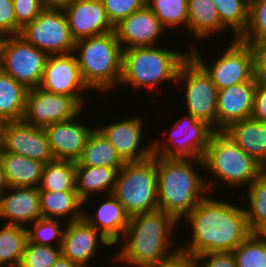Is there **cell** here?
I'll return each instance as SVG.
<instances>
[{
    "mask_svg": "<svg viewBox=\"0 0 266 267\" xmlns=\"http://www.w3.org/2000/svg\"><path fill=\"white\" fill-rule=\"evenodd\" d=\"M9 188V185L6 181L5 173L0 163V196Z\"/></svg>",
    "mask_w": 266,
    "mask_h": 267,
    "instance_id": "681fc988",
    "label": "cell"
},
{
    "mask_svg": "<svg viewBox=\"0 0 266 267\" xmlns=\"http://www.w3.org/2000/svg\"><path fill=\"white\" fill-rule=\"evenodd\" d=\"M257 80H249L218 90L217 131L229 125L251 118Z\"/></svg>",
    "mask_w": 266,
    "mask_h": 267,
    "instance_id": "44dd1931",
    "label": "cell"
},
{
    "mask_svg": "<svg viewBox=\"0 0 266 267\" xmlns=\"http://www.w3.org/2000/svg\"><path fill=\"white\" fill-rule=\"evenodd\" d=\"M4 152V122L0 121V158Z\"/></svg>",
    "mask_w": 266,
    "mask_h": 267,
    "instance_id": "f907efd6",
    "label": "cell"
},
{
    "mask_svg": "<svg viewBox=\"0 0 266 267\" xmlns=\"http://www.w3.org/2000/svg\"><path fill=\"white\" fill-rule=\"evenodd\" d=\"M80 114L81 112L73 119L52 123L44 128L55 160L76 162L80 158L87 139L94 129L82 122H76Z\"/></svg>",
    "mask_w": 266,
    "mask_h": 267,
    "instance_id": "d6986e66",
    "label": "cell"
},
{
    "mask_svg": "<svg viewBox=\"0 0 266 267\" xmlns=\"http://www.w3.org/2000/svg\"><path fill=\"white\" fill-rule=\"evenodd\" d=\"M181 80L185 86V111L194 118L207 122L217 131L218 89L210 76L191 56L179 69L177 82Z\"/></svg>",
    "mask_w": 266,
    "mask_h": 267,
    "instance_id": "8fae6325",
    "label": "cell"
},
{
    "mask_svg": "<svg viewBox=\"0 0 266 267\" xmlns=\"http://www.w3.org/2000/svg\"><path fill=\"white\" fill-rule=\"evenodd\" d=\"M223 132L266 170V122L243 119Z\"/></svg>",
    "mask_w": 266,
    "mask_h": 267,
    "instance_id": "cb8c5ba5",
    "label": "cell"
},
{
    "mask_svg": "<svg viewBox=\"0 0 266 267\" xmlns=\"http://www.w3.org/2000/svg\"><path fill=\"white\" fill-rule=\"evenodd\" d=\"M194 165L205 169L201 158L156 156L159 210L179 222L216 188L217 182L203 179Z\"/></svg>",
    "mask_w": 266,
    "mask_h": 267,
    "instance_id": "3957f363",
    "label": "cell"
},
{
    "mask_svg": "<svg viewBox=\"0 0 266 267\" xmlns=\"http://www.w3.org/2000/svg\"><path fill=\"white\" fill-rule=\"evenodd\" d=\"M204 197L184 218L192 238L180 250L193 257L209 252H232L250 234L244 208L230 202Z\"/></svg>",
    "mask_w": 266,
    "mask_h": 267,
    "instance_id": "6da1fadb",
    "label": "cell"
},
{
    "mask_svg": "<svg viewBox=\"0 0 266 267\" xmlns=\"http://www.w3.org/2000/svg\"><path fill=\"white\" fill-rule=\"evenodd\" d=\"M238 39L248 45L266 42V0H250L248 26Z\"/></svg>",
    "mask_w": 266,
    "mask_h": 267,
    "instance_id": "74e56055",
    "label": "cell"
},
{
    "mask_svg": "<svg viewBox=\"0 0 266 267\" xmlns=\"http://www.w3.org/2000/svg\"><path fill=\"white\" fill-rule=\"evenodd\" d=\"M221 23L239 38L249 22L250 0H212Z\"/></svg>",
    "mask_w": 266,
    "mask_h": 267,
    "instance_id": "836d02e7",
    "label": "cell"
},
{
    "mask_svg": "<svg viewBox=\"0 0 266 267\" xmlns=\"http://www.w3.org/2000/svg\"><path fill=\"white\" fill-rule=\"evenodd\" d=\"M203 161L205 171L230 188H246L265 170L223 131L213 133Z\"/></svg>",
    "mask_w": 266,
    "mask_h": 267,
    "instance_id": "8992f818",
    "label": "cell"
},
{
    "mask_svg": "<svg viewBox=\"0 0 266 267\" xmlns=\"http://www.w3.org/2000/svg\"><path fill=\"white\" fill-rule=\"evenodd\" d=\"M117 170L112 167L103 166H76L75 169V190L83 201V206L91 199V195L103 193L112 194Z\"/></svg>",
    "mask_w": 266,
    "mask_h": 267,
    "instance_id": "d4e9b609",
    "label": "cell"
},
{
    "mask_svg": "<svg viewBox=\"0 0 266 267\" xmlns=\"http://www.w3.org/2000/svg\"><path fill=\"white\" fill-rule=\"evenodd\" d=\"M124 164L115 148L96 127L89 135L80 158L75 162V166L112 167L117 171Z\"/></svg>",
    "mask_w": 266,
    "mask_h": 267,
    "instance_id": "83f0119b",
    "label": "cell"
},
{
    "mask_svg": "<svg viewBox=\"0 0 266 267\" xmlns=\"http://www.w3.org/2000/svg\"><path fill=\"white\" fill-rule=\"evenodd\" d=\"M59 219L40 217L33 223L28 224L27 234L28 241L45 246H61L64 229L61 226ZM31 225L33 227H31ZM56 243V244H54Z\"/></svg>",
    "mask_w": 266,
    "mask_h": 267,
    "instance_id": "d590c367",
    "label": "cell"
},
{
    "mask_svg": "<svg viewBox=\"0 0 266 267\" xmlns=\"http://www.w3.org/2000/svg\"><path fill=\"white\" fill-rule=\"evenodd\" d=\"M41 216L72 222L83 218V201L77 191H39ZM70 219V220H69Z\"/></svg>",
    "mask_w": 266,
    "mask_h": 267,
    "instance_id": "4316f807",
    "label": "cell"
},
{
    "mask_svg": "<svg viewBox=\"0 0 266 267\" xmlns=\"http://www.w3.org/2000/svg\"><path fill=\"white\" fill-rule=\"evenodd\" d=\"M4 152L17 153L44 165L55 160L44 128L23 121L4 122Z\"/></svg>",
    "mask_w": 266,
    "mask_h": 267,
    "instance_id": "2e32d148",
    "label": "cell"
},
{
    "mask_svg": "<svg viewBox=\"0 0 266 267\" xmlns=\"http://www.w3.org/2000/svg\"><path fill=\"white\" fill-rule=\"evenodd\" d=\"M19 36L48 55L74 51L75 41L63 9L45 8L35 20L21 28Z\"/></svg>",
    "mask_w": 266,
    "mask_h": 267,
    "instance_id": "7c38bea8",
    "label": "cell"
},
{
    "mask_svg": "<svg viewBox=\"0 0 266 267\" xmlns=\"http://www.w3.org/2000/svg\"><path fill=\"white\" fill-rule=\"evenodd\" d=\"M114 31L123 50L155 46L159 36L167 32L147 5L122 19Z\"/></svg>",
    "mask_w": 266,
    "mask_h": 267,
    "instance_id": "ffe728a7",
    "label": "cell"
},
{
    "mask_svg": "<svg viewBox=\"0 0 266 267\" xmlns=\"http://www.w3.org/2000/svg\"><path fill=\"white\" fill-rule=\"evenodd\" d=\"M112 195L130 217L158 210L156 155L140 162H125L117 172Z\"/></svg>",
    "mask_w": 266,
    "mask_h": 267,
    "instance_id": "52a82bcc",
    "label": "cell"
},
{
    "mask_svg": "<svg viewBox=\"0 0 266 267\" xmlns=\"http://www.w3.org/2000/svg\"><path fill=\"white\" fill-rule=\"evenodd\" d=\"M0 163L9 187H39L43 163L11 152H3Z\"/></svg>",
    "mask_w": 266,
    "mask_h": 267,
    "instance_id": "484cf974",
    "label": "cell"
},
{
    "mask_svg": "<svg viewBox=\"0 0 266 267\" xmlns=\"http://www.w3.org/2000/svg\"><path fill=\"white\" fill-rule=\"evenodd\" d=\"M61 254V246H45L28 241L18 267H51Z\"/></svg>",
    "mask_w": 266,
    "mask_h": 267,
    "instance_id": "f35d334b",
    "label": "cell"
},
{
    "mask_svg": "<svg viewBox=\"0 0 266 267\" xmlns=\"http://www.w3.org/2000/svg\"><path fill=\"white\" fill-rule=\"evenodd\" d=\"M173 131V132H172ZM214 128L190 114L183 115L172 125L168 140L153 142V155L166 158H201L206 152Z\"/></svg>",
    "mask_w": 266,
    "mask_h": 267,
    "instance_id": "30bf717a",
    "label": "cell"
},
{
    "mask_svg": "<svg viewBox=\"0 0 266 267\" xmlns=\"http://www.w3.org/2000/svg\"><path fill=\"white\" fill-rule=\"evenodd\" d=\"M255 56V78L266 86V42L252 45Z\"/></svg>",
    "mask_w": 266,
    "mask_h": 267,
    "instance_id": "ee69618b",
    "label": "cell"
},
{
    "mask_svg": "<svg viewBox=\"0 0 266 267\" xmlns=\"http://www.w3.org/2000/svg\"><path fill=\"white\" fill-rule=\"evenodd\" d=\"M248 208L243 207L247 225L251 233H255L266 224V170L247 186Z\"/></svg>",
    "mask_w": 266,
    "mask_h": 267,
    "instance_id": "d6a6232c",
    "label": "cell"
},
{
    "mask_svg": "<svg viewBox=\"0 0 266 267\" xmlns=\"http://www.w3.org/2000/svg\"><path fill=\"white\" fill-rule=\"evenodd\" d=\"M251 118L266 122V86L259 83H257L254 92Z\"/></svg>",
    "mask_w": 266,
    "mask_h": 267,
    "instance_id": "f6af8a7d",
    "label": "cell"
},
{
    "mask_svg": "<svg viewBox=\"0 0 266 267\" xmlns=\"http://www.w3.org/2000/svg\"><path fill=\"white\" fill-rule=\"evenodd\" d=\"M237 267H266V243L251 233L232 251Z\"/></svg>",
    "mask_w": 266,
    "mask_h": 267,
    "instance_id": "8d00e7d4",
    "label": "cell"
},
{
    "mask_svg": "<svg viewBox=\"0 0 266 267\" xmlns=\"http://www.w3.org/2000/svg\"><path fill=\"white\" fill-rule=\"evenodd\" d=\"M105 197L107 199L99 205L94 215L83 210V218L115 246L123 237L130 216L112 194Z\"/></svg>",
    "mask_w": 266,
    "mask_h": 267,
    "instance_id": "603a6c76",
    "label": "cell"
},
{
    "mask_svg": "<svg viewBox=\"0 0 266 267\" xmlns=\"http://www.w3.org/2000/svg\"><path fill=\"white\" fill-rule=\"evenodd\" d=\"M146 5L167 31L176 26L187 28L188 0H146Z\"/></svg>",
    "mask_w": 266,
    "mask_h": 267,
    "instance_id": "e575fe53",
    "label": "cell"
},
{
    "mask_svg": "<svg viewBox=\"0 0 266 267\" xmlns=\"http://www.w3.org/2000/svg\"><path fill=\"white\" fill-rule=\"evenodd\" d=\"M177 223L171 215L159 209L131 216L119 240L123 249L113 257L114 260L132 267H151L167 259L180 249V245L174 249L170 247L174 243L171 239Z\"/></svg>",
    "mask_w": 266,
    "mask_h": 267,
    "instance_id": "7a4b0ae2",
    "label": "cell"
},
{
    "mask_svg": "<svg viewBox=\"0 0 266 267\" xmlns=\"http://www.w3.org/2000/svg\"><path fill=\"white\" fill-rule=\"evenodd\" d=\"M73 53L90 91L107 94L119 85L123 49L115 31L76 41Z\"/></svg>",
    "mask_w": 266,
    "mask_h": 267,
    "instance_id": "5b68a950",
    "label": "cell"
},
{
    "mask_svg": "<svg viewBox=\"0 0 266 267\" xmlns=\"http://www.w3.org/2000/svg\"><path fill=\"white\" fill-rule=\"evenodd\" d=\"M134 47L123 50L122 74L120 85L142 89L146 87L152 91H158V85L162 82L174 81L177 83V75L181 65L190 57V51L179 52L169 50L168 47ZM153 89V90H152Z\"/></svg>",
    "mask_w": 266,
    "mask_h": 267,
    "instance_id": "277c9868",
    "label": "cell"
},
{
    "mask_svg": "<svg viewBox=\"0 0 266 267\" xmlns=\"http://www.w3.org/2000/svg\"><path fill=\"white\" fill-rule=\"evenodd\" d=\"M142 122L143 120L137 116L96 128L111 143L124 162H140L153 155V143L142 146L144 129Z\"/></svg>",
    "mask_w": 266,
    "mask_h": 267,
    "instance_id": "9a60e30c",
    "label": "cell"
},
{
    "mask_svg": "<svg viewBox=\"0 0 266 267\" xmlns=\"http://www.w3.org/2000/svg\"><path fill=\"white\" fill-rule=\"evenodd\" d=\"M75 162L53 160L44 165L39 191H76Z\"/></svg>",
    "mask_w": 266,
    "mask_h": 267,
    "instance_id": "1f68e13d",
    "label": "cell"
},
{
    "mask_svg": "<svg viewBox=\"0 0 266 267\" xmlns=\"http://www.w3.org/2000/svg\"><path fill=\"white\" fill-rule=\"evenodd\" d=\"M16 24L22 28L35 20L45 9L42 0H12Z\"/></svg>",
    "mask_w": 266,
    "mask_h": 267,
    "instance_id": "60d3db41",
    "label": "cell"
},
{
    "mask_svg": "<svg viewBox=\"0 0 266 267\" xmlns=\"http://www.w3.org/2000/svg\"><path fill=\"white\" fill-rule=\"evenodd\" d=\"M102 2L108 18L114 26L146 5V0H102Z\"/></svg>",
    "mask_w": 266,
    "mask_h": 267,
    "instance_id": "ab89813d",
    "label": "cell"
},
{
    "mask_svg": "<svg viewBox=\"0 0 266 267\" xmlns=\"http://www.w3.org/2000/svg\"><path fill=\"white\" fill-rule=\"evenodd\" d=\"M188 31L196 40L227 28L221 23L212 0H188Z\"/></svg>",
    "mask_w": 266,
    "mask_h": 267,
    "instance_id": "f1b7e54d",
    "label": "cell"
},
{
    "mask_svg": "<svg viewBox=\"0 0 266 267\" xmlns=\"http://www.w3.org/2000/svg\"><path fill=\"white\" fill-rule=\"evenodd\" d=\"M151 267H195V257L179 249L167 259Z\"/></svg>",
    "mask_w": 266,
    "mask_h": 267,
    "instance_id": "bcb514c9",
    "label": "cell"
},
{
    "mask_svg": "<svg viewBox=\"0 0 266 267\" xmlns=\"http://www.w3.org/2000/svg\"><path fill=\"white\" fill-rule=\"evenodd\" d=\"M75 0H42L44 8L48 9H64Z\"/></svg>",
    "mask_w": 266,
    "mask_h": 267,
    "instance_id": "7dc6e473",
    "label": "cell"
},
{
    "mask_svg": "<svg viewBox=\"0 0 266 267\" xmlns=\"http://www.w3.org/2000/svg\"><path fill=\"white\" fill-rule=\"evenodd\" d=\"M40 217L39 188L9 187L0 196V220L7 219L5 224L27 227Z\"/></svg>",
    "mask_w": 266,
    "mask_h": 267,
    "instance_id": "7402d4cb",
    "label": "cell"
},
{
    "mask_svg": "<svg viewBox=\"0 0 266 267\" xmlns=\"http://www.w3.org/2000/svg\"><path fill=\"white\" fill-rule=\"evenodd\" d=\"M84 108L72 97L50 93L40 87L28 89L22 121L45 128L75 118Z\"/></svg>",
    "mask_w": 266,
    "mask_h": 267,
    "instance_id": "4fadbf2b",
    "label": "cell"
},
{
    "mask_svg": "<svg viewBox=\"0 0 266 267\" xmlns=\"http://www.w3.org/2000/svg\"><path fill=\"white\" fill-rule=\"evenodd\" d=\"M27 242L26 227L4 223L0 227V267H18Z\"/></svg>",
    "mask_w": 266,
    "mask_h": 267,
    "instance_id": "4dcf8cb0",
    "label": "cell"
},
{
    "mask_svg": "<svg viewBox=\"0 0 266 267\" xmlns=\"http://www.w3.org/2000/svg\"><path fill=\"white\" fill-rule=\"evenodd\" d=\"M255 234L266 243V224L260 227Z\"/></svg>",
    "mask_w": 266,
    "mask_h": 267,
    "instance_id": "816d5d0a",
    "label": "cell"
},
{
    "mask_svg": "<svg viewBox=\"0 0 266 267\" xmlns=\"http://www.w3.org/2000/svg\"><path fill=\"white\" fill-rule=\"evenodd\" d=\"M51 267H81L77 263L72 262L70 259L64 257L62 254Z\"/></svg>",
    "mask_w": 266,
    "mask_h": 267,
    "instance_id": "c3c4849f",
    "label": "cell"
},
{
    "mask_svg": "<svg viewBox=\"0 0 266 267\" xmlns=\"http://www.w3.org/2000/svg\"><path fill=\"white\" fill-rule=\"evenodd\" d=\"M232 38L230 46L226 50L224 49V52L218 55L215 62L210 63V65L202 59L197 45L196 47L195 44L190 45L188 49L190 56L210 76L218 90L249 80H256L255 56L252 45L243 43L235 36Z\"/></svg>",
    "mask_w": 266,
    "mask_h": 267,
    "instance_id": "ba28073f",
    "label": "cell"
},
{
    "mask_svg": "<svg viewBox=\"0 0 266 267\" xmlns=\"http://www.w3.org/2000/svg\"><path fill=\"white\" fill-rule=\"evenodd\" d=\"M63 11L75 42L114 31L102 0H75Z\"/></svg>",
    "mask_w": 266,
    "mask_h": 267,
    "instance_id": "ac0fdd59",
    "label": "cell"
},
{
    "mask_svg": "<svg viewBox=\"0 0 266 267\" xmlns=\"http://www.w3.org/2000/svg\"><path fill=\"white\" fill-rule=\"evenodd\" d=\"M39 87L50 93L72 96L83 108L86 100L82 93L89 90L73 52L48 56Z\"/></svg>",
    "mask_w": 266,
    "mask_h": 267,
    "instance_id": "5bb4252c",
    "label": "cell"
},
{
    "mask_svg": "<svg viewBox=\"0 0 266 267\" xmlns=\"http://www.w3.org/2000/svg\"><path fill=\"white\" fill-rule=\"evenodd\" d=\"M20 30L16 24L12 0H0V38L19 35Z\"/></svg>",
    "mask_w": 266,
    "mask_h": 267,
    "instance_id": "b9f144b4",
    "label": "cell"
},
{
    "mask_svg": "<svg viewBox=\"0 0 266 267\" xmlns=\"http://www.w3.org/2000/svg\"><path fill=\"white\" fill-rule=\"evenodd\" d=\"M195 267H237L232 252H209L195 257Z\"/></svg>",
    "mask_w": 266,
    "mask_h": 267,
    "instance_id": "7bdbcfd3",
    "label": "cell"
},
{
    "mask_svg": "<svg viewBox=\"0 0 266 267\" xmlns=\"http://www.w3.org/2000/svg\"><path fill=\"white\" fill-rule=\"evenodd\" d=\"M48 56L19 35L0 38V69L27 89L40 86Z\"/></svg>",
    "mask_w": 266,
    "mask_h": 267,
    "instance_id": "9c48e42d",
    "label": "cell"
},
{
    "mask_svg": "<svg viewBox=\"0 0 266 267\" xmlns=\"http://www.w3.org/2000/svg\"><path fill=\"white\" fill-rule=\"evenodd\" d=\"M28 89L0 69V121H22Z\"/></svg>",
    "mask_w": 266,
    "mask_h": 267,
    "instance_id": "f546056e",
    "label": "cell"
},
{
    "mask_svg": "<svg viewBox=\"0 0 266 267\" xmlns=\"http://www.w3.org/2000/svg\"><path fill=\"white\" fill-rule=\"evenodd\" d=\"M100 242L107 247L114 246L100 231L82 218L66 224L61 253L81 267H87L90 266L91 259L97 254Z\"/></svg>",
    "mask_w": 266,
    "mask_h": 267,
    "instance_id": "e0dca14e",
    "label": "cell"
}]
</instances>
